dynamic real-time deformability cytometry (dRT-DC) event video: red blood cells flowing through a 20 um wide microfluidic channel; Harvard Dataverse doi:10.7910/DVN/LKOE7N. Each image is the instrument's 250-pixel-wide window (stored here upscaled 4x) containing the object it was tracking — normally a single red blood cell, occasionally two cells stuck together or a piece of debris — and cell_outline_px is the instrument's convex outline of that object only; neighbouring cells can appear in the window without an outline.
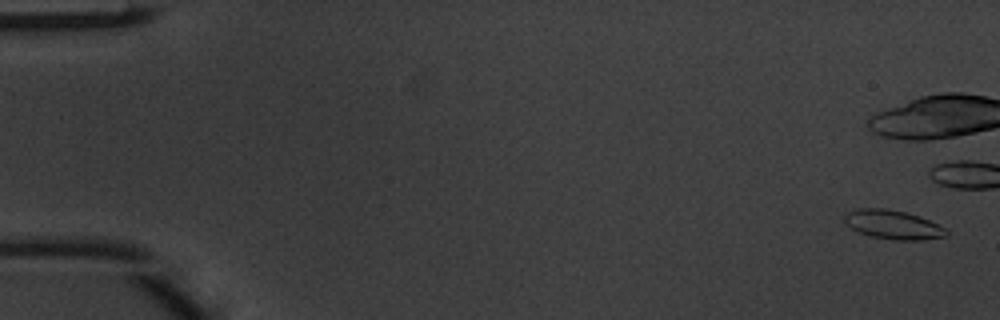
{"species": "common noctule bat (a hibernating species)", "species_latin": "Nyctalus noctula", "temperature_condition": "warm", "stored_images_in_passage": 15, "camera_frame_rate_fps": 3000, "um_per_image_px": 0.085, "animal": {"sex": "male", "body_mass_g": 20.1, "forearm_length_mm": 53.5}, "frame": {"image": 1, "passage_image": 1, "time_ms": 0.0, "image_size_px": [1000, 320], "cell_outline_px": [[948, 236], [920, 240], [892, 240], [872, 236], [860, 232], [852, 228], [844, 220], [844, 216], [848, 212], [856, 208], [888, 208], [920, 216], [944, 228], [948, 232]], "centroid_in_image_um": [75.91, 19.09], "position_along_channel_um": 9.1, "area_um2": 17.05}}